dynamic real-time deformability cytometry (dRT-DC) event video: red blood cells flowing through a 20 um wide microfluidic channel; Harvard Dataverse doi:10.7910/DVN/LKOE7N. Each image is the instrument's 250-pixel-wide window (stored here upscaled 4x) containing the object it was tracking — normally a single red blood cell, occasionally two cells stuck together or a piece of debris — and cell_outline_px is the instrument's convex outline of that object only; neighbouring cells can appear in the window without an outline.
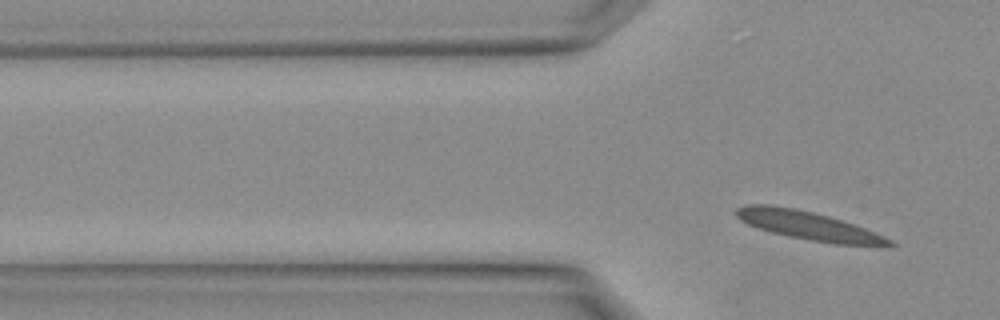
{"species": "Egyptian fruit bat (a non-hibernating species)", "species_latin": "Rousettus aegyptiacus", "temperature_condition": "warm", "stored_images_in_passage": 5, "camera_frame_rate_fps": 3000, "um_per_image_px": 0.085, "animal": {"sex": "female"}, "frame": {"image": 1, "passage_image": 5, "time_ms": 1.333, "image_size_px": [1000, 320], "cell_outline_px": [[896, 244], [836, 244], [788, 236], [772, 232], [748, 224], [740, 220], [736, 216], [736, 208], [748, 204], [772, 204], [812, 212], [828, 216], [876, 232], [892, 240]], "centroid_in_image_um": [68.62, 19.15], "position_along_channel_um": 57.2, "area_um2": 24.68}}